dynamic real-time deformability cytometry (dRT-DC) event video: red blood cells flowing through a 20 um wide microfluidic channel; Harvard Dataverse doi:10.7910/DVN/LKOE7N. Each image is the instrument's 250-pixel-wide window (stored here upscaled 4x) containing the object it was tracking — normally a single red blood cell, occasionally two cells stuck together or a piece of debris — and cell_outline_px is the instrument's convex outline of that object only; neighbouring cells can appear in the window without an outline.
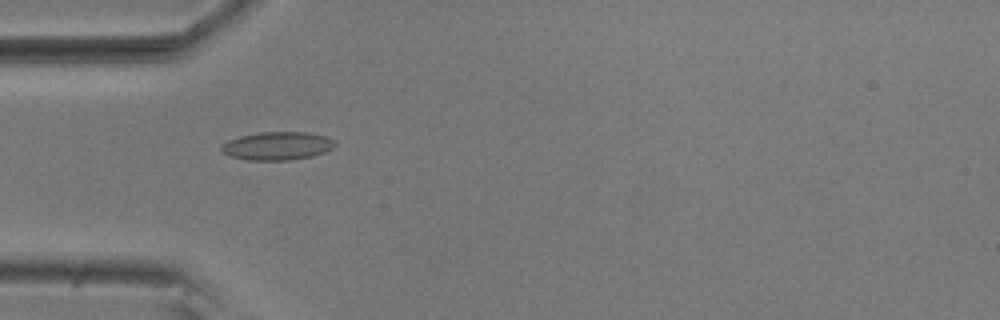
{"species": "common noctule bat (a hibernating species)", "species_latin": "Nyctalus noctula", "temperature_condition": "room temperature", "stored_images_in_passage": 39, "camera_frame_rate_fps": 3000, "um_per_image_px": 0.085, "animal": {"sex": "male", "body_mass_g": 20.5, "forearm_length_mm": 52.5}, "frame": {"image": 1, "passage_image": 1, "time_ms": 0.0, "image_size_px": [1000, 320], "cell_outline_px": [[336, 144], [332, 148], [324, 152], [312, 156], [288, 160], [248, 160], [232, 156], [224, 152], [220, 148], [220, 144], [228, 140], [240, 136], [260, 132], [308, 132], [324, 136], [336, 140]], "centroid_in_image_um": [23.58, 12.39], "position_along_channel_um": 61.4, "area_um2": 18.61}}
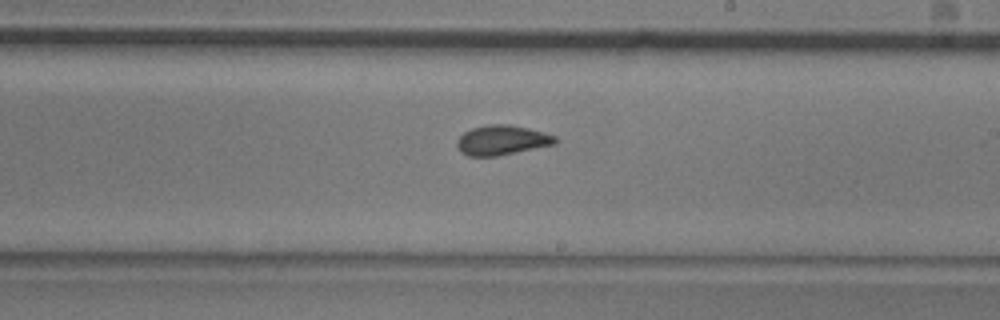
{"frame": {"image": 2, "passage_image": 16, "time_ms": 5.0, "image_size_px": [1000, 320], "cell_outline_px": [[556, 144], [496, 156], [468, 156], [460, 152], [456, 148], [456, 140], [464, 132], [472, 128], [488, 124], [508, 124], [528, 128], [556, 136]], "centroid_in_image_um": [42.62, 11.91], "position_along_channel_um": 246.4, "area_um2": 17.05}}
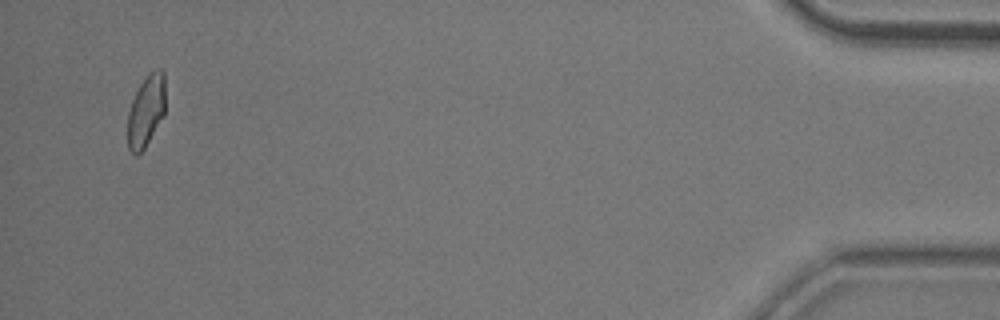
{"frame": {"image": 3, "passage_image": 37, "time_ms": 12.0, "image_size_px": [1000, 320], "cell_outline_px": [[164, 116], [144, 148], [136, 156], [128, 148], [128, 112], [132, 100], [140, 84], [148, 72], [156, 68], [160, 68], [164, 72]], "centroid_in_image_um": [12.42, 9.39], "position_along_channel_um": 422.8, "area_um2": 15.72}, "authors_computed_cell_mechanics": {"area_um2": 16.473, "velocity_mm_per_s": 3.7083, "shape_relaxation_time_tau1_ms": null, "shape_relaxation_time_tau2_ms": 1.1822, "deformation_change_tau1": null, "deformation_change_tau2": 0.0685}}